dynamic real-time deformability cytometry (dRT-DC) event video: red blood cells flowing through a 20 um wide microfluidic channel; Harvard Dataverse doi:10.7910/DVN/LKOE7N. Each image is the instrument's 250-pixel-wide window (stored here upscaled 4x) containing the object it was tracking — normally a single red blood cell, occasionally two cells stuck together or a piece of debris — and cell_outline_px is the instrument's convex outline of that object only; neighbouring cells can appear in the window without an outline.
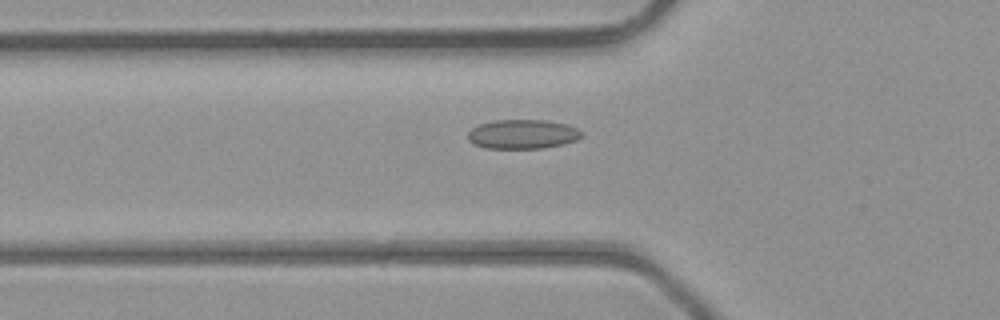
{"species": "common noctule bat (a hibernating species)", "species_latin": "Nyctalus noctula", "temperature_condition": "room temperature", "stored_images_in_passage": 48, "camera_frame_rate_fps": 3000, "um_per_image_px": 0.085, "animal": {"sex": "male", "body_mass_g": 23.1, "forearm_length_mm": 52.7}, "frame": {"image": 1, "passage_image": 17, "time_ms": 5.333, "image_size_px": [1000, 320], "cell_outline_px": [[584, 136], [576, 140], [564, 144], [544, 148], [488, 148], [476, 144], [468, 140], [468, 132], [472, 128], [480, 124], [492, 120], [544, 120], [568, 124], [584, 132]], "centroid_in_image_um": [44.47, 11.4], "position_along_channel_um": 81.3, "area_um2": 19.48}}
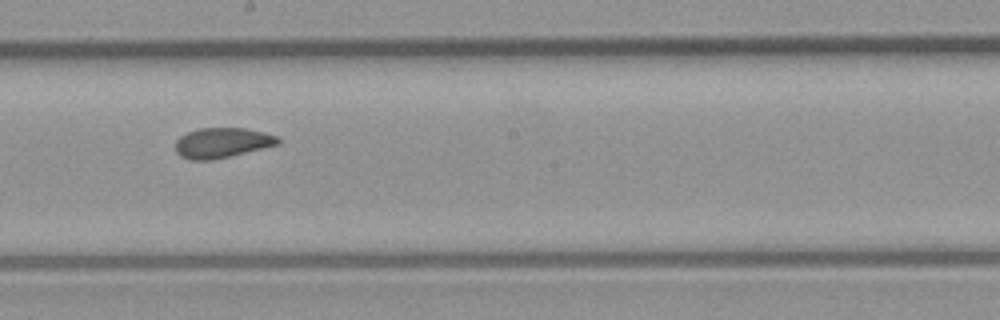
{"frame": {"image": 2, "passage_image": 27, "time_ms": 8.667, "image_size_px": [1000, 320], "cell_outline_px": [[280, 140], [276, 144], [228, 156], [208, 160], [192, 160], [180, 156], [176, 152], [176, 140], [180, 136], [188, 132], [200, 128], [244, 128], [264, 132], [276, 136]], "centroid_in_image_um": [18.81, 12.12], "position_along_channel_um": 229.4, "area_um2": 17.51}}
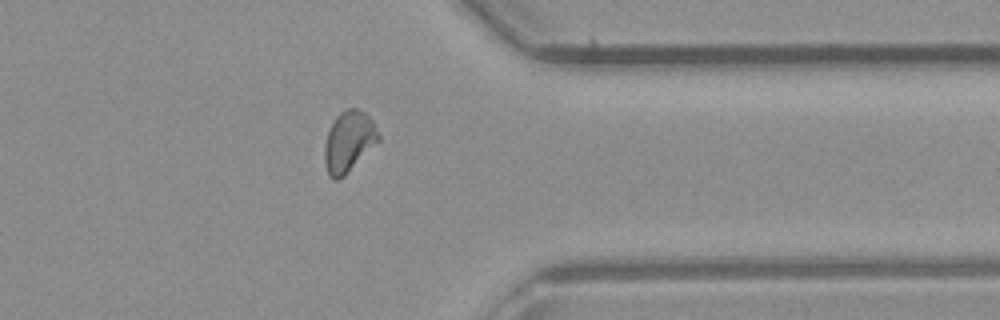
{"frame": {"image": 3, "passage_image": 38, "time_ms": 12.333, "image_size_px": [1000, 320], "cell_outline_px": [[380, 140], [344, 176], [336, 180], [332, 180], [328, 176], [324, 164], [324, 148], [328, 132], [336, 116], [340, 112], [348, 108], [356, 108], [364, 112], [372, 120], [380, 136]], "centroid_in_image_um": [29.63, 12.05], "position_along_channel_um": 381.8, "area_um2": 19.07}, "authors_computed_cell_mechanics": {"area_um2": 18.8717, "velocity_mm_per_s": 4.4051, "shape_relaxation_time_tau1_ms": null, "shape_relaxation_time_tau2_ms": 2.0978, "deformation_change_tau1": null, "deformation_change_tau2": 0.0638}}